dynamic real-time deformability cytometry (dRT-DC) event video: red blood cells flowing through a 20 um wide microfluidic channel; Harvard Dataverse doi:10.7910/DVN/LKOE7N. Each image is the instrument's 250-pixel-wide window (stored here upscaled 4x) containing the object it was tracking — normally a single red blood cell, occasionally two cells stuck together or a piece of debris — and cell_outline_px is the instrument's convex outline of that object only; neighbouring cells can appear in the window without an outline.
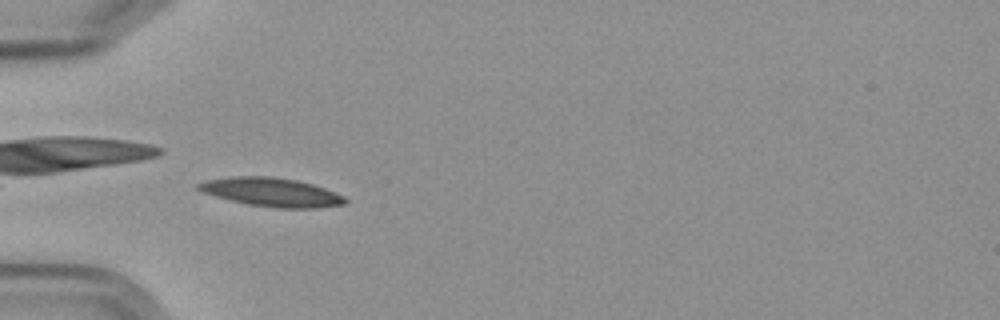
{"species": "Egyptian fruit bat (a non-hibernating species)", "species_latin": "Rousettus aegyptiacus", "temperature_condition": "cold", "stored_images_in_passage": 5, "camera_frame_rate_fps": 3000, "um_per_image_px": 0.085, "frame": {"image": 1, "passage_image": 5, "time_ms": 4.667, "image_size_px": [1000, 320], "cell_outline_px": [[348, 200], [344, 204], [320, 208], [276, 208], [248, 204], [216, 196], [204, 192], [196, 188], [196, 184], [208, 180], [232, 176], [272, 176], [296, 180], [312, 184], [324, 188], [344, 196]], "centroid_in_image_um": [23.1, 16.33], "position_along_channel_um": 61.9, "area_um2": 24.39}}